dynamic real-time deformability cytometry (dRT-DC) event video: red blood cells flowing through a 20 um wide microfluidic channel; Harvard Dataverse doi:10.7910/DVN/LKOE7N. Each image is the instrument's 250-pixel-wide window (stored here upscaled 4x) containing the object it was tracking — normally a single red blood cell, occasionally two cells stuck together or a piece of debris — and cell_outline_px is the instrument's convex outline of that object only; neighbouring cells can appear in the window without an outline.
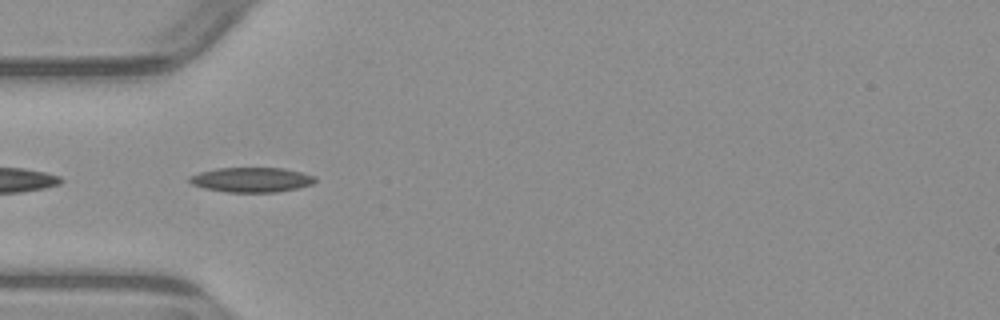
{"species": "common noctule bat (a hibernating species)", "species_latin": "Nyctalus noctula", "temperature_condition": "warm", "stored_images_in_passage": 6, "camera_frame_rate_fps": 3000, "um_per_image_px": 0.085, "animal": {"sex": "male", "body_mass_g": 23.1, "forearm_length_mm": 52.7}, "frame": {"image": 1, "passage_image": 4, "time_ms": 3.667, "image_size_px": [1000, 320], "cell_outline_px": [[316, 180], [312, 184], [296, 188], [276, 192], [228, 192], [204, 188], [192, 184], [188, 180], [188, 176], [200, 172], [216, 168], [284, 168], [316, 176]], "centroid_in_image_um": [21.36, 15.27], "position_along_channel_um": 63.6, "area_um2": 18.09}}
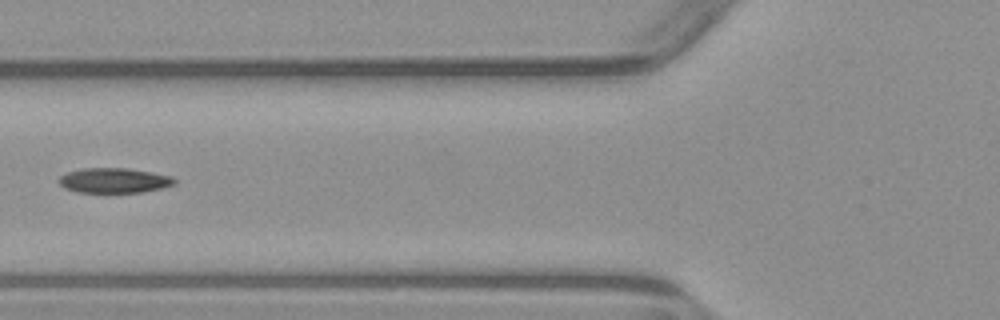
{"frame": {"image": 2, "passage_image": 5, "time_ms": 5.0, "image_size_px": [1000, 320], "cell_outline_px": [[176, 184], [164, 188], [144, 192], [76, 192], [64, 188], [56, 180], [60, 176], [68, 172], [80, 168], [128, 168], [152, 172], [172, 176], [176, 180]], "centroid_in_image_um": [9.71, 15.34], "position_along_channel_um": 116.1, "area_um2": 17.05}}
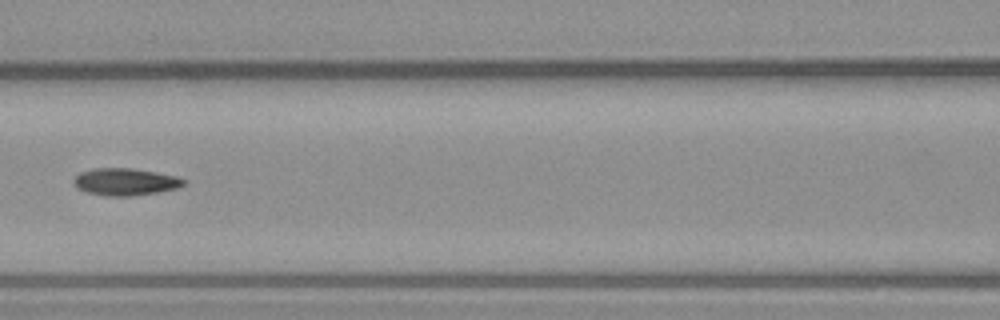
{"frame": {"image": 3, "passage_image": 6, "time_ms": 6.0, "image_size_px": [1000, 320], "cell_outline_px": [[188, 180], [184, 184], [176, 188], [156, 192], [132, 196], [108, 196], [88, 192], [76, 188], [72, 180], [80, 172], [92, 168], [132, 168], [156, 172], [176, 176]], "centroid_in_image_um": [10.63, 15.44], "position_along_channel_um": 156.0, "area_um2": 17.4}}